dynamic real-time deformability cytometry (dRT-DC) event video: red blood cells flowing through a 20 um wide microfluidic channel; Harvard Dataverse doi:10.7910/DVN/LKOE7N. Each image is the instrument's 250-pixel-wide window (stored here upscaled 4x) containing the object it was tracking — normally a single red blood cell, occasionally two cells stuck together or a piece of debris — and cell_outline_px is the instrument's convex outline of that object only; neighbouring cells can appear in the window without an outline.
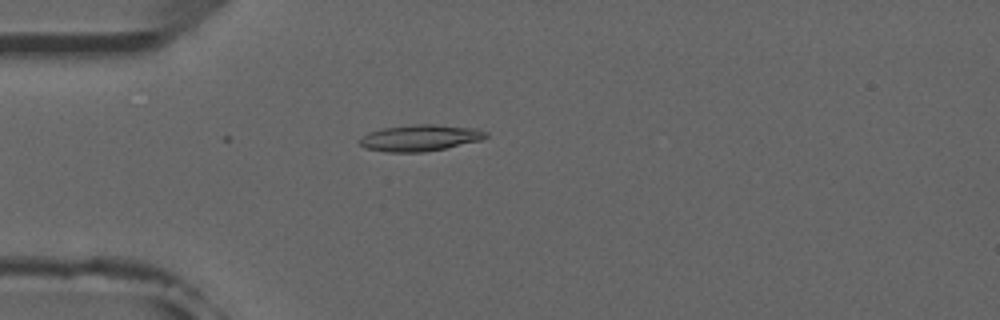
{"species": "common noctule bat (a hibernating species)", "species_latin": "Nyctalus noctula", "temperature_condition": "room temperature", "stored_images_in_passage": 37, "camera_frame_rate_fps": 3000, "um_per_image_px": 0.085, "animal": {"sex": "male", "forearm_length_mm": 52.5}, "frame": {"image": 1, "passage_image": 14, "time_ms": 4.333, "image_size_px": [1000, 320], "cell_outline_px": [[488, 136], [480, 140], [444, 148], [424, 152], [384, 152], [364, 148], [360, 144], [360, 140], [368, 132], [380, 128], [416, 124], [432, 124], [476, 128], [488, 132]], "centroid_in_image_um": [35.68, 11.71], "position_along_channel_um": 49.3, "area_um2": 19.36}}
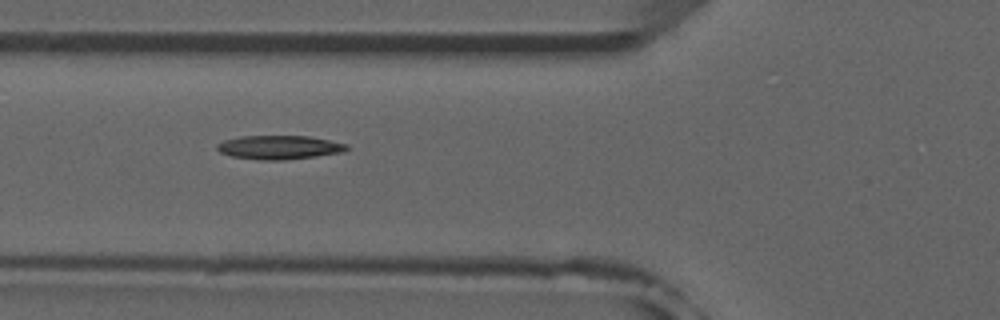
{"frame": {"image": 2, "passage_image": 19, "time_ms": 6.0, "image_size_px": [1000, 320], "cell_outline_px": [[348, 148], [344, 152], [316, 156], [284, 160], [260, 160], [232, 156], [220, 152], [216, 148], [216, 144], [224, 140], [240, 136], [308, 136], [348, 144]], "centroid_in_image_um": [23.72, 12.52], "position_along_channel_um": 102.1, "area_um2": 17.98}}
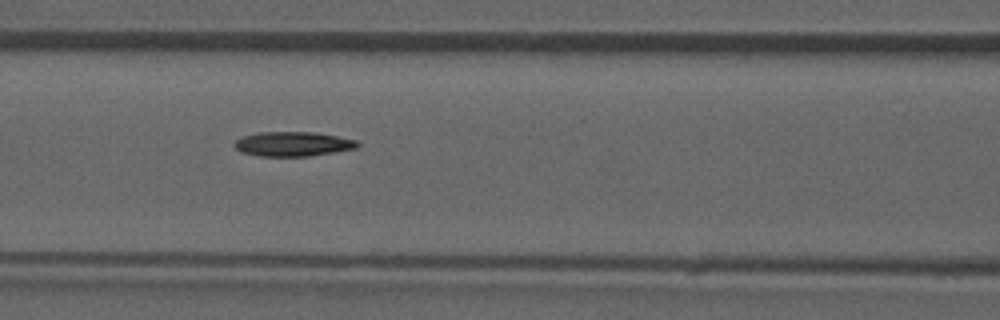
{"frame": {"image": 3, "passage_image": 22, "time_ms": 7.0, "image_size_px": [1000, 320], "cell_outline_px": [[360, 144], [356, 148], [308, 156], [260, 156], [240, 152], [232, 144], [236, 140], [244, 136], [260, 132], [316, 132], [356, 140]], "centroid_in_image_um": [24.87, 12.23], "position_along_channel_um": 141.7, "area_um2": 17.46}}